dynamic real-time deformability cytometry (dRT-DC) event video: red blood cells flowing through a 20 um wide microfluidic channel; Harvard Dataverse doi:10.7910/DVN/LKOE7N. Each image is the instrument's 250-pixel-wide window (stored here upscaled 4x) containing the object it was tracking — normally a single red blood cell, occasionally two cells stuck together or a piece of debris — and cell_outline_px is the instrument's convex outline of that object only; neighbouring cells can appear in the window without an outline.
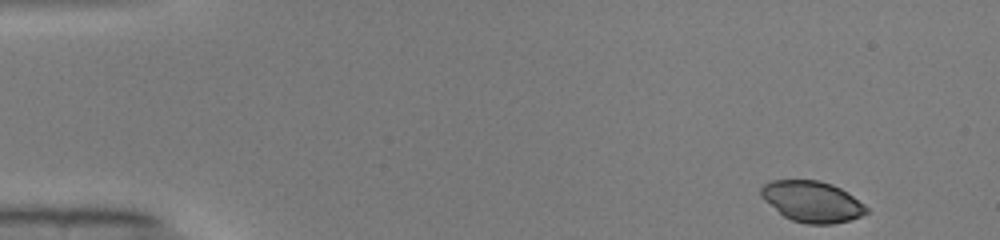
{"species": "common noctule bat (a hibernating species)", "species_latin": "Nyctalus noctula", "temperature_condition": "warm", "stored_images_in_passage": 46, "camera_frame_rate_fps": 3000, "um_per_image_px": 0.085, "animal": {"sex": "male", "body_mass_g": 19.0, "forearm_length_mm": 50.8}, "frame": {"image": 1, "passage_image": 1, "time_ms": 0.0, "image_size_px": [1000, 240], "cell_outline_px": [[868, 212], [860, 216], [848, 220], [832, 224], [808, 224], [792, 220], [784, 216], [764, 200], [760, 196], [760, 188], [764, 184], [772, 180], [820, 180], [832, 184], [840, 188], [864, 204], [868, 208]], "centroid_in_image_um": [69.01, 17.12], "position_along_channel_um": 16.0, "area_um2": 25.03}}
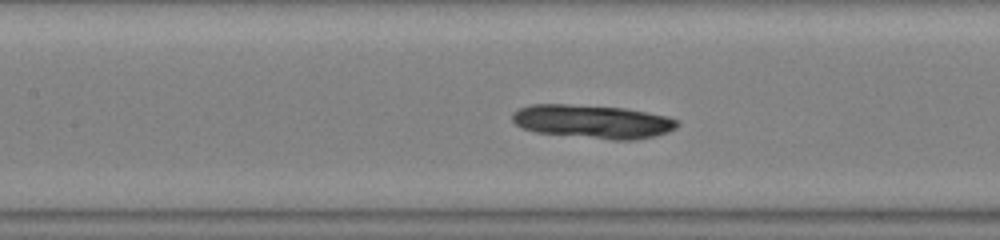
{"frame": {"image": 2, "passage_image": 20, "time_ms": 6.333, "image_size_px": [1000, 240], "cell_outline_px": [[680, 124], [676, 128], [668, 132], [636, 140], [612, 140], [536, 132], [524, 128], [516, 124], [512, 120], [512, 112], [520, 108], [532, 104], [568, 104], [624, 108], [664, 116], [676, 120]], "centroid_in_image_um": [50.36, 10.33], "position_along_channel_um": 157.0, "area_um2": 32.02}}
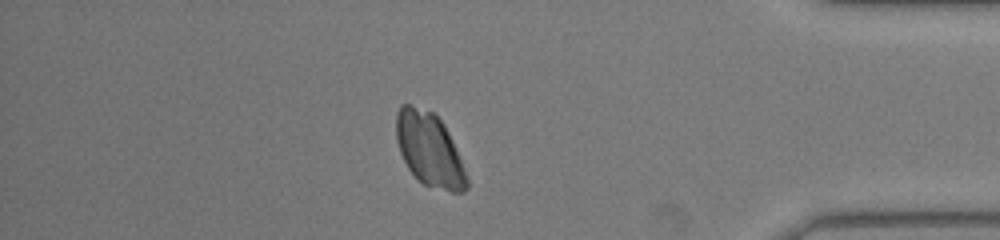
{"frame": {"image": 3, "passage_image": 40, "time_ms": 13.0, "image_size_px": [1000, 240], "cell_outline_px": [[468, 188], [464, 192], [452, 192], [424, 184], [408, 168], [400, 152], [396, 140], [396, 112], [400, 104], [408, 104], [432, 112], [444, 124], [452, 140], [468, 176]], "centroid_in_image_um": [36.5, 12.71], "position_along_channel_um": 398.7, "area_um2": 30.0}}